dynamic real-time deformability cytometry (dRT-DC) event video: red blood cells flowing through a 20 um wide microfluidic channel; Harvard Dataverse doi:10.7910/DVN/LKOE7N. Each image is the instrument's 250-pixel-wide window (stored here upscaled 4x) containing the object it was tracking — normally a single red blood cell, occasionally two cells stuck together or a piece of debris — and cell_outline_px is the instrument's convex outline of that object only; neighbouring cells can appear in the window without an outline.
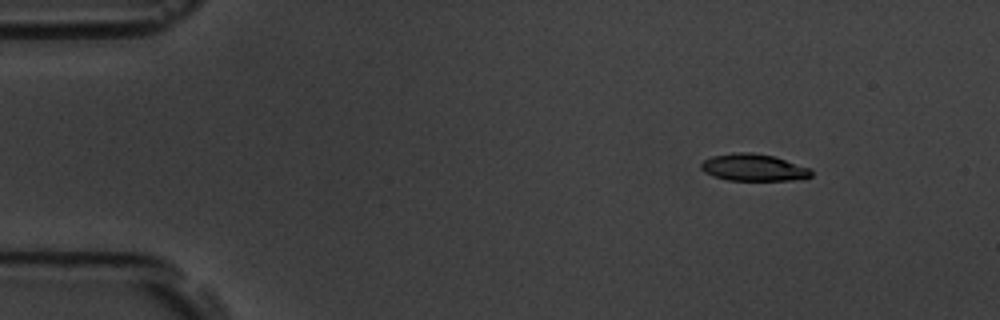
{"species": "common noctule bat (a hibernating species)", "species_latin": "Nyctalus noctula", "temperature_condition": "room temperature", "stored_images_in_passage": 5, "camera_frame_rate_fps": 3000, "um_per_image_px": 0.085, "animal": {"sex": "male", "body_mass_g": 19.5, "forearm_length_mm": 54.6}, "frame": {"image": 1, "passage_image": 2, "time_ms": 1.333, "image_size_px": [1000, 320], "cell_outline_px": [[812, 176], [792, 180], [728, 180], [712, 176], [704, 172], [700, 168], [700, 164], [704, 160], [712, 156], [732, 152], [752, 152], [772, 156], [808, 168], [812, 172]], "centroid_in_image_um": [63.97, 14.23], "position_along_channel_um": 21.0, "area_um2": 17.17}}
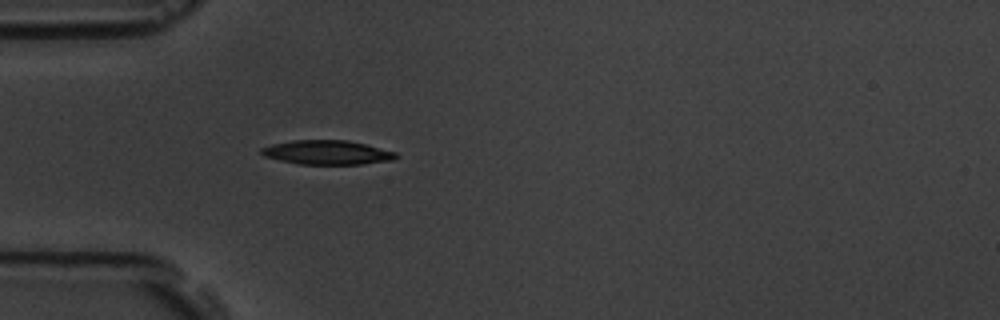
{"frame": {"image": 2, "passage_image": 5, "time_ms": 4.667, "image_size_px": [1000, 320], "cell_outline_px": [[400, 156], [392, 160], [364, 164], [300, 164], [280, 160], [264, 156], [260, 152], [260, 148], [272, 144], [292, 140], [348, 140], [396, 152]], "centroid_in_image_um": [27.81, 12.95], "position_along_channel_um": 57.2, "area_um2": 18.96}}